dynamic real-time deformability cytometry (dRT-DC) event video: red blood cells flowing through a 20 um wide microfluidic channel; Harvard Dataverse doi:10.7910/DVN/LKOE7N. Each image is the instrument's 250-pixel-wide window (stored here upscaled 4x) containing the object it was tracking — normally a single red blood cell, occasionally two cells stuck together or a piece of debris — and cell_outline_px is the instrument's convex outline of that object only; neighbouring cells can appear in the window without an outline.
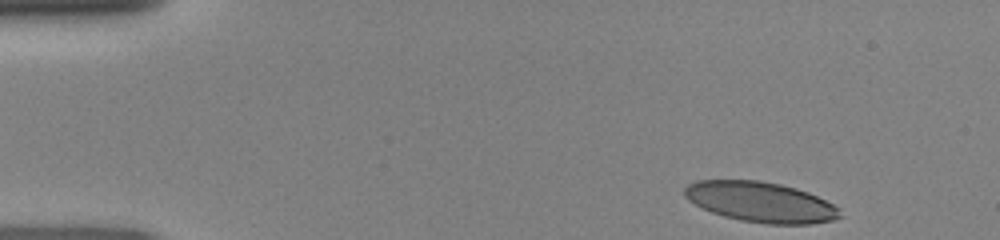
{"species": "human", "species_latin": "Homo sapiens", "temperature_condition": "room temperature", "stored_images_in_passage": 37, "camera_frame_rate_fps": 3000, "um_per_image_px": 0.085, "donor": {"sex": "female"}, "frame": {"image": 1, "passage_image": 1, "time_ms": 0.0, "image_size_px": [1000, 240], "cell_outline_px": [[840, 216], [832, 220], [808, 224], [768, 224], [740, 220], [724, 216], [712, 212], [688, 200], [684, 196], [684, 188], [688, 184], [696, 180], [760, 180], [780, 184], [796, 188], [808, 192], [840, 208]], "centroid_in_image_um": [64.63, 17.16], "position_along_channel_um": 20.4, "area_um2": 36.3}}
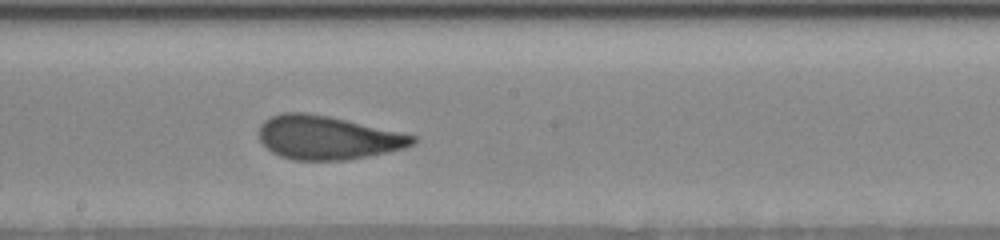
{"frame": {"image": 2, "passage_image": 22, "time_ms": 7.0, "image_size_px": [1000, 240], "cell_outline_px": [[416, 140], [412, 144], [404, 148], [344, 160], [292, 160], [280, 156], [272, 152], [260, 140], [260, 124], [264, 120], [280, 112], [308, 112], [328, 116], [400, 132], [416, 136]], "centroid_in_image_um": [27.79, 11.69], "position_along_channel_um": 220.4, "area_um2": 38.61}}
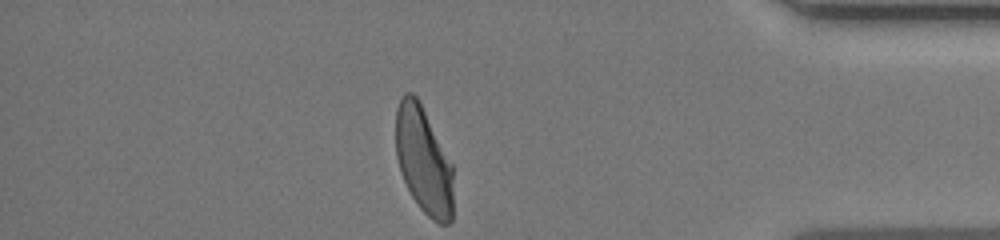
{"frame": {"image": 3, "passage_image": 37, "time_ms": 12.0, "image_size_px": [1000, 240], "cell_outline_px": [[452, 220], [448, 224], [440, 224], [432, 220], [420, 208], [412, 196], [400, 172], [396, 156], [396, 108], [404, 92], [412, 92], [420, 100], [452, 164]], "centroid_in_image_um": [35.99, 13.61], "position_along_channel_um": 399.2, "area_um2": 35.95}}